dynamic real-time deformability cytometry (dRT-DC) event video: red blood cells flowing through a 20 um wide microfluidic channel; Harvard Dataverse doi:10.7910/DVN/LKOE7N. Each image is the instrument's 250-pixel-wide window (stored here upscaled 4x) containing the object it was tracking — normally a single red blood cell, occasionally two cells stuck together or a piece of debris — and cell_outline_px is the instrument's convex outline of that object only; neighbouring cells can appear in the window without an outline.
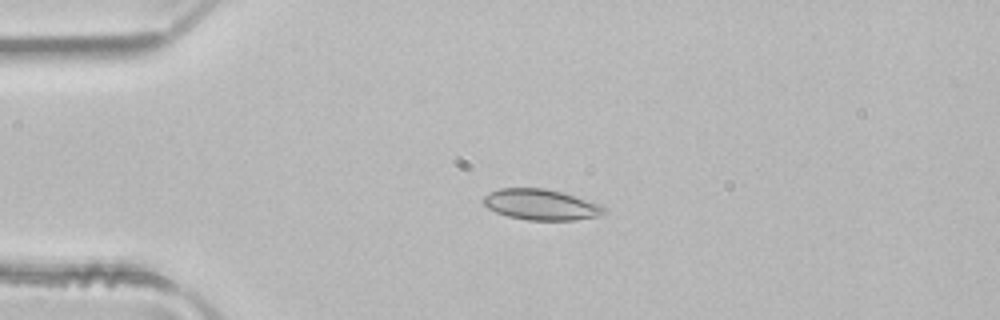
{"species": "common noctule bat (a hibernating species)", "species_latin": "Nyctalus noctula", "temperature_condition": "room temperature", "stored_images_in_passage": 4, "camera_frame_rate_fps": 3000, "um_per_image_px": 0.085, "animal": {"sex": "male", "body_mass_g": 21.5, "forearm_length_mm": 52.0}, "frame": {"image": 1, "passage_image": 3, "time_ms": 0.667, "image_size_px": [1000, 320], "cell_outline_px": [[608, 208], [600, 216], [576, 220], [528, 220], [508, 216], [496, 212], [488, 208], [480, 200], [488, 192], [500, 188], [544, 188], [564, 192], [600, 204]], "centroid_in_image_um": [45.99, 17.38], "position_along_channel_um": 39.0, "area_um2": 21.91}}